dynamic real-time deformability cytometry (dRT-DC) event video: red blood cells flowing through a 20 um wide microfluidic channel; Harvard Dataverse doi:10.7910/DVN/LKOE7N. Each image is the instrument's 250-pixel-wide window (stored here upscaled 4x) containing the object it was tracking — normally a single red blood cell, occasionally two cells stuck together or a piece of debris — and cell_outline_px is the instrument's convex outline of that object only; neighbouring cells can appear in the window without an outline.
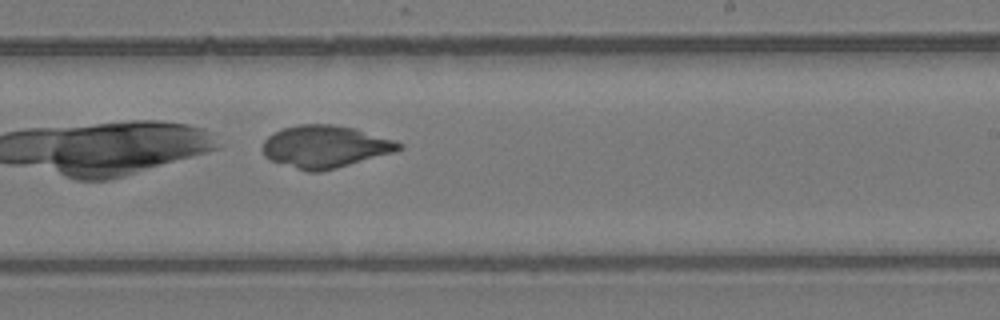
{"species": "common noctule bat (a hibernating species)", "species_latin": "Nyctalus noctula", "temperature_condition": "room temperature", "stored_images_in_passage": 19, "camera_frame_rate_fps": 3000, "um_per_image_px": 0.085, "animal": {"sex": "female", "body_mass_g": 24.6, "forearm_length_mm": 56.2}, "frame": {"image": 1, "passage_image": 16, "time_ms": 5.0, "image_size_px": [1000, 320], "cell_outline_px": [[404, 148], [396, 152], [336, 168], [320, 172], [308, 172], [272, 160], [264, 156], [260, 148], [264, 140], [268, 136], [284, 128], [300, 124], [332, 124], [356, 128], [404, 144]], "centroid_in_image_um": [27.64, 12.46], "position_along_channel_um": 261.4, "area_um2": 33.64}}